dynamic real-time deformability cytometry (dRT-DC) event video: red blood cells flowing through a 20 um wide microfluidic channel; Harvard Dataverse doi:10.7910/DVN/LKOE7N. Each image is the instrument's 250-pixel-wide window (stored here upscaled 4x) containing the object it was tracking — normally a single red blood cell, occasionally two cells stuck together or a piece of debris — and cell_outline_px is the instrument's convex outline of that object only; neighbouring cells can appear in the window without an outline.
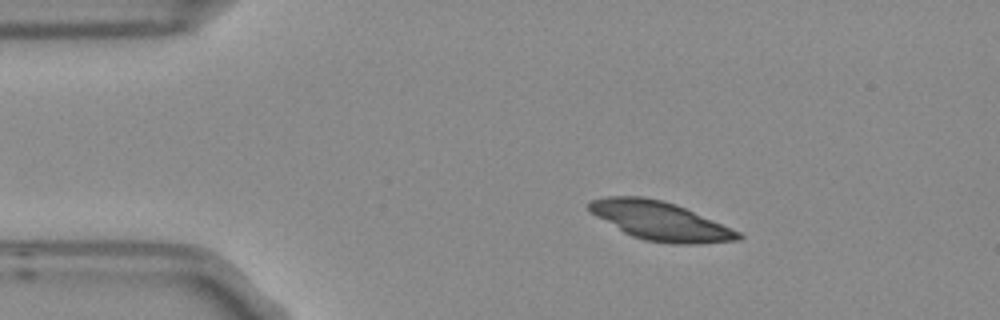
{"species": "Egyptian fruit bat (a non-hibernating species)", "species_latin": "Rousettus aegyptiacus", "temperature_condition": "room temperature", "stored_images_in_passage": 4, "camera_frame_rate_fps": 3000, "um_per_image_px": 0.085, "frame": {"image": 1, "passage_image": 2, "time_ms": 0.333, "image_size_px": [1000, 320], "cell_outline_px": [[744, 236], [740, 240], [700, 244], [672, 244], [644, 240], [632, 236], [624, 232], [596, 216], [588, 208], [588, 204], [592, 200], [608, 196], [640, 196], [660, 200], [676, 204], [732, 228], [740, 232]], "centroid_in_image_um": [56.16, 18.79], "position_along_channel_um": 28.8, "area_um2": 33.41}}